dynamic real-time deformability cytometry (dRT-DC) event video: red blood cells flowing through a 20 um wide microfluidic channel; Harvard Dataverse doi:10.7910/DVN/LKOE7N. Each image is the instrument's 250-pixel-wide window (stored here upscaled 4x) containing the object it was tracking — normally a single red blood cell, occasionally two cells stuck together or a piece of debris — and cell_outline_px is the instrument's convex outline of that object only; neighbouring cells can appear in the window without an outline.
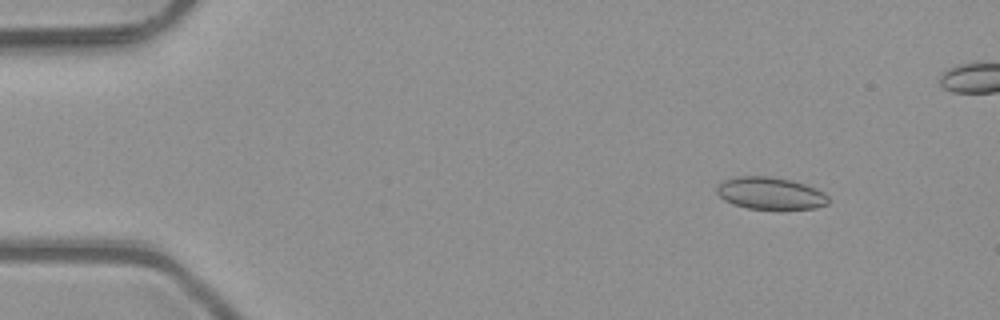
{"species": "common noctule bat (a hibernating species)", "species_latin": "Nyctalus noctula", "temperature_condition": "room temperature", "stored_images_in_passage": 42, "camera_frame_rate_fps": 3000, "um_per_image_px": 0.085, "animal": {"sex": "male", "body_mass_g": 23.1, "forearm_length_mm": 52.7}, "frame": {"image": 1, "passage_image": 1, "time_ms": 0.0, "image_size_px": [1000, 320], "cell_outline_px": [[828, 204], [816, 208], [748, 208], [732, 204], [724, 200], [716, 192], [716, 188], [724, 180], [736, 176], [768, 176], [788, 180], [804, 184], [824, 192], [828, 196]], "centroid_in_image_um": [65.45, 16.42], "position_along_channel_um": 19.5, "area_um2": 20.58}}
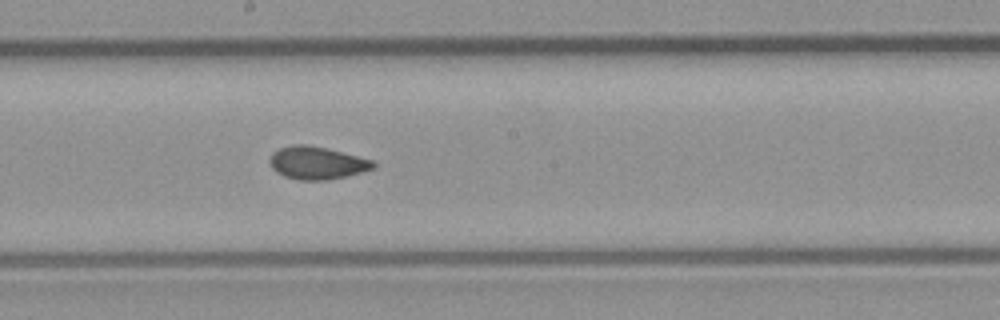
{"frame": {"image": 2, "passage_image": 23, "time_ms": 7.333, "image_size_px": [1000, 320], "cell_outline_px": [[376, 168], [328, 180], [300, 180], [284, 176], [276, 172], [272, 168], [268, 160], [272, 152], [280, 148], [292, 144], [308, 144], [328, 148], [372, 160], [376, 164]], "centroid_in_image_um": [26.91, 13.83], "position_along_channel_um": 221.3, "area_um2": 19.83}}
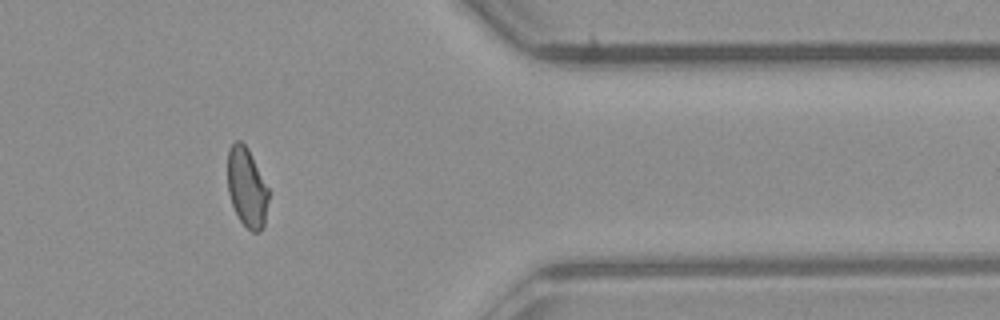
{"frame": {"image": 3, "passage_image": 37, "time_ms": 12.0, "image_size_px": [1000, 320], "cell_outline_px": [[268, 200], [264, 224], [260, 232], [252, 232], [240, 220], [232, 204], [228, 192], [228, 148], [236, 140], [240, 140], [248, 148], [268, 188]], "centroid_in_image_um": [20.97, 15.92], "position_along_channel_um": 390.4, "area_um2": 18.73}}